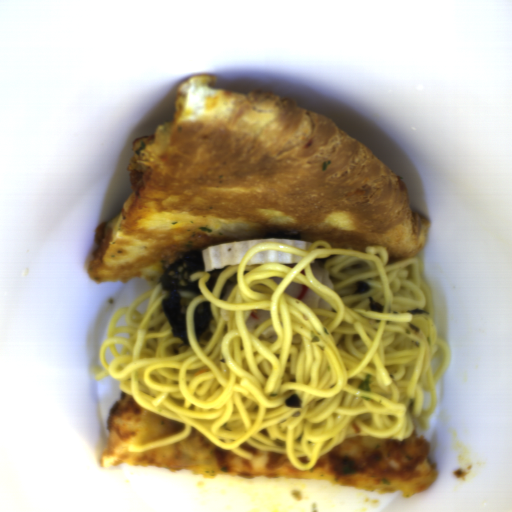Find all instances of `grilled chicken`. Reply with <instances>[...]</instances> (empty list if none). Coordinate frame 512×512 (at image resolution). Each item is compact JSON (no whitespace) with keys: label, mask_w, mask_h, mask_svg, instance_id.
<instances>
[{"label":"grilled chicken","mask_w":512,"mask_h":512,"mask_svg":"<svg viewBox=\"0 0 512 512\" xmlns=\"http://www.w3.org/2000/svg\"><path fill=\"white\" fill-rule=\"evenodd\" d=\"M430 449L427 439L415 433L402 441L387 439L374 451H366L359 457L341 456L339 445L325 453L331 471L343 478L360 471L382 476L413 472Z\"/></svg>","instance_id":"obj_1"},{"label":"grilled chicken","mask_w":512,"mask_h":512,"mask_svg":"<svg viewBox=\"0 0 512 512\" xmlns=\"http://www.w3.org/2000/svg\"><path fill=\"white\" fill-rule=\"evenodd\" d=\"M112 235L111 227L105 222H102L95 231L96 249L93 251V258L102 261L108 246L110 244Z\"/></svg>","instance_id":"obj_2"},{"label":"grilled chicken","mask_w":512,"mask_h":512,"mask_svg":"<svg viewBox=\"0 0 512 512\" xmlns=\"http://www.w3.org/2000/svg\"><path fill=\"white\" fill-rule=\"evenodd\" d=\"M143 172L138 170H130L128 177L133 191L138 192L143 188Z\"/></svg>","instance_id":"obj_3"}]
</instances>
